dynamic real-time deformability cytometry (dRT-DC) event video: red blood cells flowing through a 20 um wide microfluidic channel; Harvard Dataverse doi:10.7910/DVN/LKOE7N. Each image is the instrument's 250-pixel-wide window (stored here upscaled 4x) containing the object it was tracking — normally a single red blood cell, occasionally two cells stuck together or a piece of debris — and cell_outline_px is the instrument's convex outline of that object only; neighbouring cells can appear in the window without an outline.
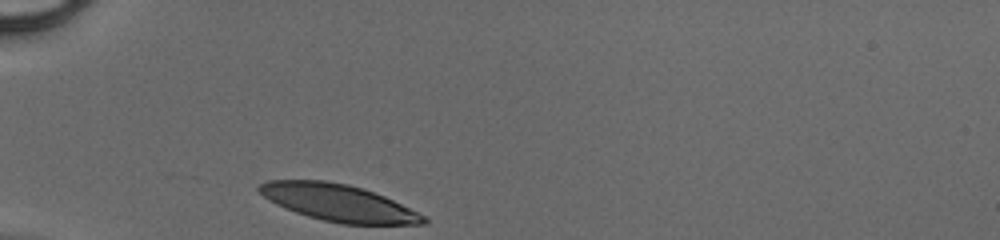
{"species": "human", "species_latin": "Homo sapiens", "temperature_condition": "cold", "stored_images_in_passage": 26, "camera_frame_rate_fps": 3000, "um_per_image_px": 0.085, "donor": {"sex": "male"}, "frame": {"image": 1, "passage_image": 1, "time_ms": 0.0, "image_size_px": [1000, 240], "cell_outline_px": [[428, 220], [424, 224], [340, 224], [308, 216], [296, 212], [276, 204], [264, 196], [256, 188], [260, 184], [268, 180], [324, 180], [348, 184], [364, 188], [384, 196], [424, 216]], "centroid_in_image_um": [28.74, 17.22], "position_along_channel_um": 56.3, "area_um2": 34.91}}
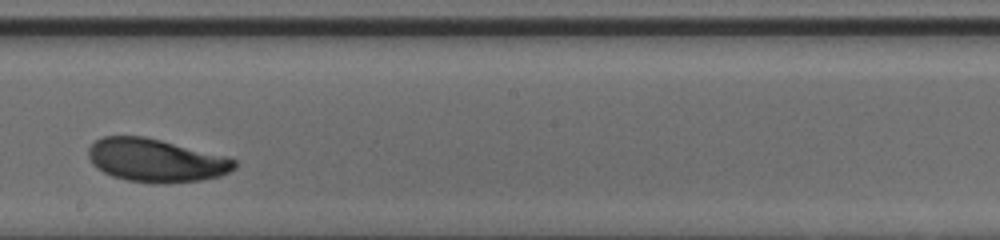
{"frame": {"image": 2, "passage_image": 15, "time_ms": 4.667, "image_size_px": [1000, 240], "cell_outline_px": [[236, 168], [220, 176], [200, 180], [128, 180], [112, 176], [96, 168], [92, 164], [88, 156], [88, 148], [96, 140], [104, 136], [144, 136], [228, 156], [236, 160]], "centroid_in_image_um": [13.24, 13.58], "position_along_channel_um": 235.0, "area_um2": 35.78}}
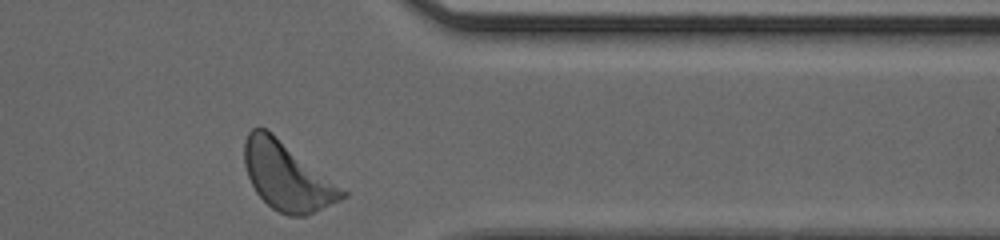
{"frame": {"image": 3, "passage_image": 26, "time_ms": 8.333, "image_size_px": [1000, 240], "cell_outline_px": [[348, 196], [340, 200], [304, 216], [288, 216], [272, 208], [256, 192], [248, 176], [244, 164], [244, 140], [248, 132], [252, 128], [264, 128], [272, 132], [348, 192]], "centroid_in_image_um": [24.39, 14.97], "position_along_channel_um": 387.0, "area_um2": 38.44}}